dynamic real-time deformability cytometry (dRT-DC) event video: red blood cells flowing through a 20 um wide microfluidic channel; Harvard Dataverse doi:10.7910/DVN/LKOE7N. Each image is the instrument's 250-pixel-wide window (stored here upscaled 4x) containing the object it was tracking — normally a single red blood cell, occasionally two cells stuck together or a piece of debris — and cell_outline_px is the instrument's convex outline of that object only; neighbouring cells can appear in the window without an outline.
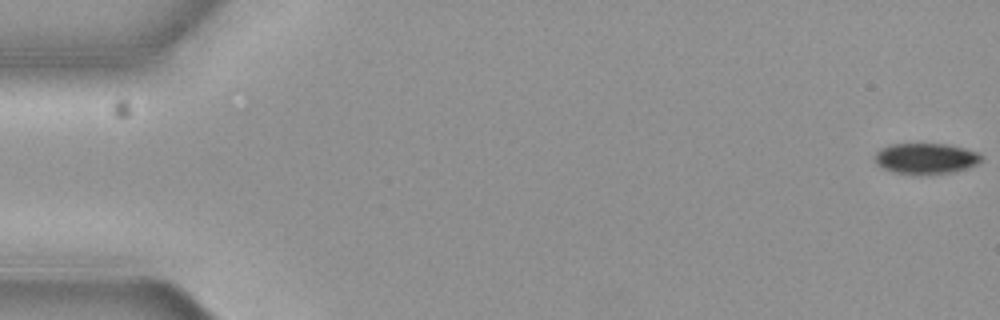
{"species": "common noctule bat (a hibernating species)", "species_latin": "Nyctalus noctula", "temperature_condition": "cold", "stored_images_in_passage": 9, "camera_frame_rate_fps": 3000, "um_per_image_px": 0.085, "animal": {"sex": "female", "body_mass_g": 19.3, "forearm_length_mm": 54.1}, "frame": {"image": 1, "passage_image": 1, "time_ms": 0.0, "image_size_px": [1000, 320], "cell_outline_px": [[984, 156], [976, 164], [964, 168], [948, 172], [920, 176], [892, 172], [880, 168], [876, 164], [876, 152], [880, 148], [892, 144], [944, 144], [964, 148], [976, 152]], "centroid_in_image_um": [78.63, 13.49], "position_along_channel_um": 6.4, "area_um2": 19.13}}
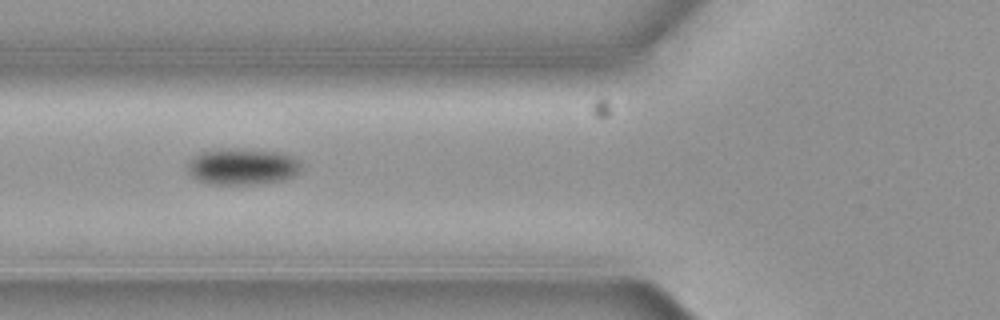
{"frame": {"image": 2, "passage_image": 7, "time_ms": 2.0, "image_size_px": [1000, 320], "cell_outline_px": [[300, 172], [284, 180], [252, 184], [212, 184], [196, 180], [188, 172], [188, 160], [192, 156], [200, 152], [228, 148], [236, 148], [280, 152], [296, 156], [300, 160]], "centroid_in_image_um": [20.6, 14.14], "position_along_channel_um": 105.2, "area_um2": 24.39}}
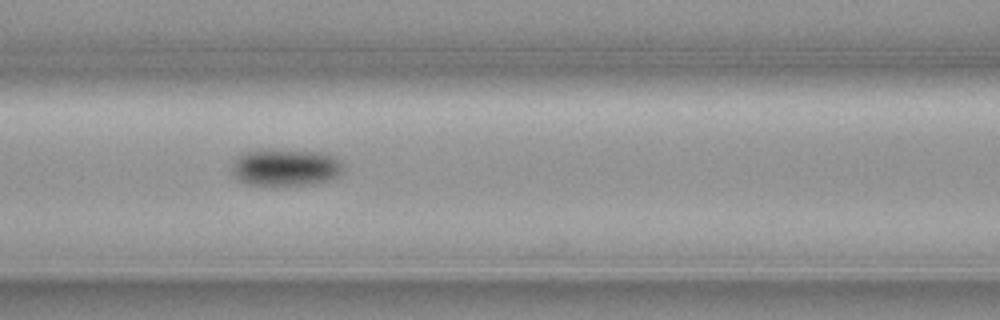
{"frame": {"image": 3, "passage_image": 8, "time_ms": 2.333, "image_size_px": [1000, 320], "cell_outline_px": [[344, 172], [332, 180], [312, 184], [276, 188], [272, 188], [248, 184], [240, 180], [232, 172], [232, 160], [240, 152], [260, 148], [272, 148], [320, 152], [332, 156], [340, 160], [344, 164]], "centroid_in_image_um": [24.24, 14.24], "position_along_channel_um": 142.4, "area_um2": 25.61}}